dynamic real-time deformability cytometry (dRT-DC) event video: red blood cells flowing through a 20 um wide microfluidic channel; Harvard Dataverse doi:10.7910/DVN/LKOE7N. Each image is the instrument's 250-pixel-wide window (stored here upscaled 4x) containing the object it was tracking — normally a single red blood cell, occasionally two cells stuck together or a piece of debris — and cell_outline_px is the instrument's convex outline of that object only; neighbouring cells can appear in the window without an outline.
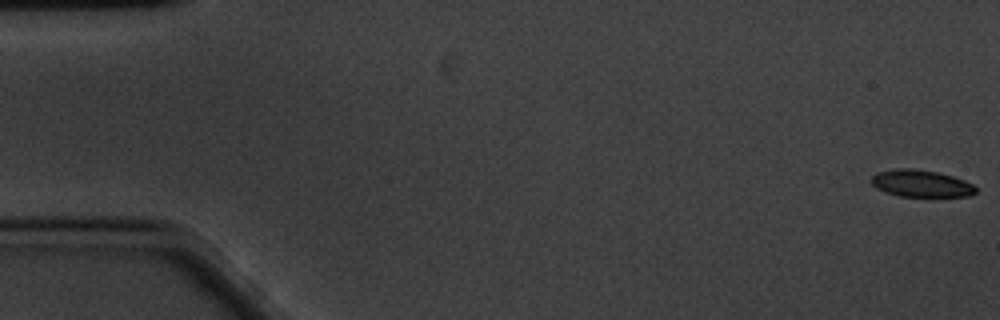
{"species": "common noctule bat (a hibernating species)", "species_latin": "Nyctalus noctula", "temperature_condition": "cold", "stored_images_in_passage": 13, "camera_frame_rate_fps": 3000, "um_per_image_px": 0.085, "animal": {"sex": "male", "body_mass_g": 20.1, "forearm_length_mm": 53.5}, "frame": {"image": 1, "passage_image": 1, "time_ms": 0.0, "image_size_px": [1000, 320], "cell_outline_px": [[976, 192], [972, 196], [900, 196], [884, 192], [876, 188], [872, 184], [872, 176], [876, 172], [896, 168], [912, 168], [936, 172], [952, 176], [964, 180], [972, 184], [976, 188]], "centroid_in_image_um": [78.27, 15.59], "position_along_channel_um": 6.7, "area_um2": 16.42}}